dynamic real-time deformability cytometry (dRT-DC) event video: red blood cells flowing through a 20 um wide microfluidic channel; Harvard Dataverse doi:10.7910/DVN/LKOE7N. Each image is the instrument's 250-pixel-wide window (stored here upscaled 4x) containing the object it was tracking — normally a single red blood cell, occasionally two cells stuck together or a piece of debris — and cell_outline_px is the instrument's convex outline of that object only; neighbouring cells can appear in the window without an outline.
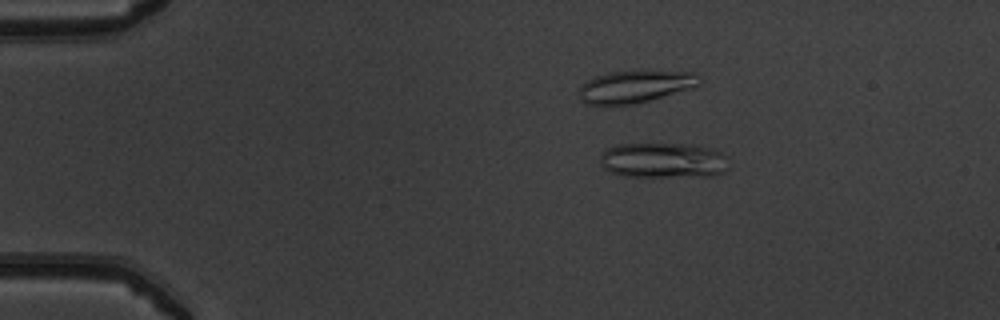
{"species": "common noctule bat (a hibernating species)", "species_latin": "Nyctalus noctula", "temperature_condition": "warm", "stored_images_in_passage": 43, "camera_frame_rate_fps": 3000, "um_per_image_px": 0.085, "animal": {"sex": "male", "body_mass_g": 19.5, "forearm_length_mm": 54.6}, "frame": {"image": 1, "passage_image": 1, "time_ms": 0.0, "image_size_px": [1000, 320], "cell_outline_px": [[728, 168], [724, 172], [712, 176], [620, 176], [604, 168], [600, 156], [608, 148], [616, 144], [692, 144], [712, 148], [728, 156]], "centroid_in_image_um": [56.44, 13.62], "position_along_channel_um": 28.6, "area_um2": 26.59}}